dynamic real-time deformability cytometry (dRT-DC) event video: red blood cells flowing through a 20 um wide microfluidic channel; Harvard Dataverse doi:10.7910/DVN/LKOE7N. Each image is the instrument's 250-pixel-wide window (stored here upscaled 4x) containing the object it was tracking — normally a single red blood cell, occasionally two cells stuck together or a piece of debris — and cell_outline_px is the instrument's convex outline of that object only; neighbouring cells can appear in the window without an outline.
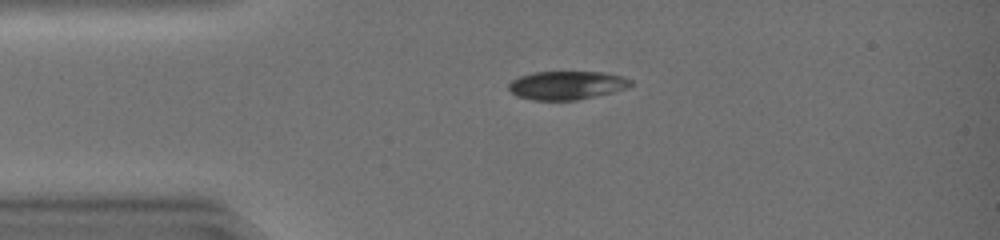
{"species": "common noctule bat (a hibernating species)", "species_latin": "Nyctalus noctula", "temperature_condition": "warm", "stored_images_in_passage": 36, "camera_frame_rate_fps": 3000, "um_per_image_px": 0.085, "animal": {"sex": "female", "body_mass_g": 19.0, "forearm_length_mm": 51.5}, "frame": {"image": 1, "passage_image": 1, "time_ms": 0.0, "image_size_px": [1000, 240], "cell_outline_px": [[632, 84], [628, 88], [596, 96], [576, 100], [532, 100], [516, 96], [508, 92], [508, 84], [512, 80], [520, 76], [532, 72], [604, 72], [624, 76], [632, 80]], "centroid_in_image_um": [48.16, 7.25], "position_along_channel_um": 36.8, "area_um2": 20.52}}
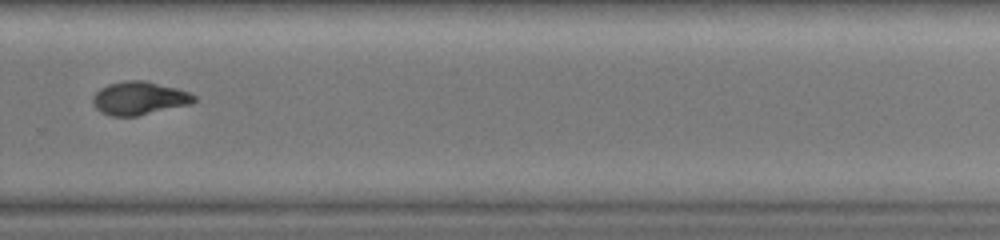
{"frame": {"image": 2, "passage_image": 23, "time_ms": 7.333, "image_size_px": [1000, 240], "cell_outline_px": [[196, 100], [192, 104], [136, 116], [112, 116], [100, 112], [96, 108], [92, 100], [96, 92], [100, 88], [108, 84], [124, 80], [144, 80], [176, 88], [188, 92], [196, 96]], "centroid_in_image_um": [11.83, 8.35], "position_along_channel_um": 318.0, "area_um2": 19.59}}
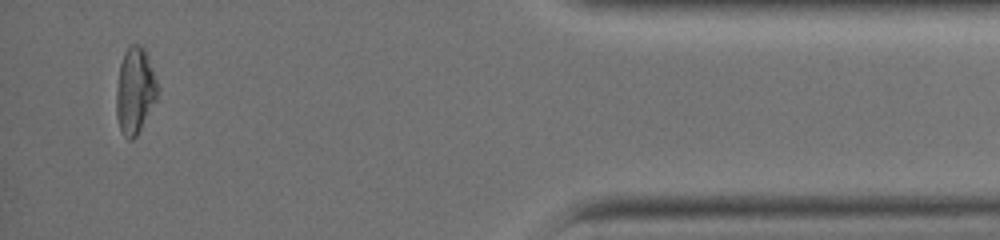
{"frame": {"image": 3, "passage_image": 34, "time_ms": 11.0, "image_size_px": [1000, 240], "cell_outline_px": [[160, 92], [156, 100], [136, 136], [132, 140], [128, 140], [124, 136], [120, 128], [116, 116], [116, 92], [120, 64], [124, 52], [128, 44], [140, 44], [144, 48], [160, 88]], "centroid_in_image_um": [11.48, 7.69], "position_along_channel_um": 423.7, "area_um2": 20.87}, "authors_computed_cell_mechanics": {"area_um2": 20.4901, "velocity_mm_per_s": 4.2122, "shape_relaxation_time_tau1_ms": 6.6839, "shape_relaxation_time_tau2_ms": 0.7105, "deformation_change_tau1": 0.2247, "deformation_change_tau2": 0.0297}}